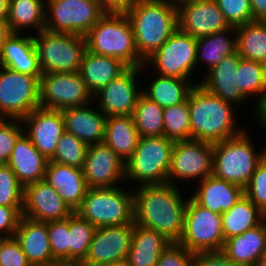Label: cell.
I'll return each instance as SVG.
<instances>
[{"mask_svg":"<svg viewBox=\"0 0 266 266\" xmlns=\"http://www.w3.org/2000/svg\"><path fill=\"white\" fill-rule=\"evenodd\" d=\"M177 187L170 183L137 186L133 191L134 224L156 230L170 241L178 242L188 199L182 198Z\"/></svg>","mask_w":266,"mask_h":266,"instance_id":"6da1fadb","label":"cell"},{"mask_svg":"<svg viewBox=\"0 0 266 266\" xmlns=\"http://www.w3.org/2000/svg\"><path fill=\"white\" fill-rule=\"evenodd\" d=\"M188 104L190 139L217 143L245 130L236 126L235 105L210 93L200 84L190 91Z\"/></svg>","mask_w":266,"mask_h":266,"instance_id":"7a4b0ae2","label":"cell"},{"mask_svg":"<svg viewBox=\"0 0 266 266\" xmlns=\"http://www.w3.org/2000/svg\"><path fill=\"white\" fill-rule=\"evenodd\" d=\"M126 14L144 61L178 29L177 6L169 0H134Z\"/></svg>","mask_w":266,"mask_h":266,"instance_id":"3957f363","label":"cell"},{"mask_svg":"<svg viewBox=\"0 0 266 266\" xmlns=\"http://www.w3.org/2000/svg\"><path fill=\"white\" fill-rule=\"evenodd\" d=\"M87 50L120 59L128 67H142L134 30L127 14H104L85 35Z\"/></svg>","mask_w":266,"mask_h":266,"instance_id":"277c9868","label":"cell"},{"mask_svg":"<svg viewBox=\"0 0 266 266\" xmlns=\"http://www.w3.org/2000/svg\"><path fill=\"white\" fill-rule=\"evenodd\" d=\"M255 151L245 130L237 136L213 143L212 174L244 189L257 165L266 156V148L261 152Z\"/></svg>","mask_w":266,"mask_h":266,"instance_id":"5b68a950","label":"cell"},{"mask_svg":"<svg viewBox=\"0 0 266 266\" xmlns=\"http://www.w3.org/2000/svg\"><path fill=\"white\" fill-rule=\"evenodd\" d=\"M174 141L163 136L140 137L125 163V180L141 185L168 183Z\"/></svg>","mask_w":266,"mask_h":266,"instance_id":"8992f818","label":"cell"},{"mask_svg":"<svg viewBox=\"0 0 266 266\" xmlns=\"http://www.w3.org/2000/svg\"><path fill=\"white\" fill-rule=\"evenodd\" d=\"M133 191L120 187L89 188L75 211L96 227L125 225L134 221Z\"/></svg>","mask_w":266,"mask_h":266,"instance_id":"52a82bcc","label":"cell"},{"mask_svg":"<svg viewBox=\"0 0 266 266\" xmlns=\"http://www.w3.org/2000/svg\"><path fill=\"white\" fill-rule=\"evenodd\" d=\"M37 35L34 41L42 73L79 72L87 51L85 36L45 29Z\"/></svg>","mask_w":266,"mask_h":266,"instance_id":"ba28073f","label":"cell"},{"mask_svg":"<svg viewBox=\"0 0 266 266\" xmlns=\"http://www.w3.org/2000/svg\"><path fill=\"white\" fill-rule=\"evenodd\" d=\"M224 242L221 214L198 205L189 197L183 232L177 243L196 254L221 251Z\"/></svg>","mask_w":266,"mask_h":266,"instance_id":"9c48e42d","label":"cell"},{"mask_svg":"<svg viewBox=\"0 0 266 266\" xmlns=\"http://www.w3.org/2000/svg\"><path fill=\"white\" fill-rule=\"evenodd\" d=\"M0 117L22 119L40 107V76L0 66Z\"/></svg>","mask_w":266,"mask_h":266,"instance_id":"30bf717a","label":"cell"},{"mask_svg":"<svg viewBox=\"0 0 266 266\" xmlns=\"http://www.w3.org/2000/svg\"><path fill=\"white\" fill-rule=\"evenodd\" d=\"M104 14L95 0H46L45 30L85 36Z\"/></svg>","mask_w":266,"mask_h":266,"instance_id":"8fae6325","label":"cell"},{"mask_svg":"<svg viewBox=\"0 0 266 266\" xmlns=\"http://www.w3.org/2000/svg\"><path fill=\"white\" fill-rule=\"evenodd\" d=\"M196 53L197 39L177 29L143 66L153 65L154 74L189 80L197 67Z\"/></svg>","mask_w":266,"mask_h":266,"instance_id":"7c38bea8","label":"cell"},{"mask_svg":"<svg viewBox=\"0 0 266 266\" xmlns=\"http://www.w3.org/2000/svg\"><path fill=\"white\" fill-rule=\"evenodd\" d=\"M93 99L79 72L43 73L40 76V107L61 111L91 104Z\"/></svg>","mask_w":266,"mask_h":266,"instance_id":"4fadbf2b","label":"cell"},{"mask_svg":"<svg viewBox=\"0 0 266 266\" xmlns=\"http://www.w3.org/2000/svg\"><path fill=\"white\" fill-rule=\"evenodd\" d=\"M213 173V143L189 139L174 142L168 183L178 180L198 182ZM177 180V181H176Z\"/></svg>","mask_w":266,"mask_h":266,"instance_id":"5bb4252c","label":"cell"},{"mask_svg":"<svg viewBox=\"0 0 266 266\" xmlns=\"http://www.w3.org/2000/svg\"><path fill=\"white\" fill-rule=\"evenodd\" d=\"M143 68L145 67H128L93 96V100H100L97 107L106 117L133 114L142 94V90H139L136 84L137 77Z\"/></svg>","mask_w":266,"mask_h":266,"instance_id":"9a60e30c","label":"cell"},{"mask_svg":"<svg viewBox=\"0 0 266 266\" xmlns=\"http://www.w3.org/2000/svg\"><path fill=\"white\" fill-rule=\"evenodd\" d=\"M176 6L178 29L196 39L230 28L215 0H189Z\"/></svg>","mask_w":266,"mask_h":266,"instance_id":"2e32d148","label":"cell"},{"mask_svg":"<svg viewBox=\"0 0 266 266\" xmlns=\"http://www.w3.org/2000/svg\"><path fill=\"white\" fill-rule=\"evenodd\" d=\"M134 221L125 225L97 227L84 261L89 266H102L127 259Z\"/></svg>","mask_w":266,"mask_h":266,"instance_id":"e0dca14e","label":"cell"},{"mask_svg":"<svg viewBox=\"0 0 266 266\" xmlns=\"http://www.w3.org/2000/svg\"><path fill=\"white\" fill-rule=\"evenodd\" d=\"M82 170L89 188L117 187L125 180V163L104 141L88 146Z\"/></svg>","mask_w":266,"mask_h":266,"instance_id":"ac0fdd59","label":"cell"},{"mask_svg":"<svg viewBox=\"0 0 266 266\" xmlns=\"http://www.w3.org/2000/svg\"><path fill=\"white\" fill-rule=\"evenodd\" d=\"M21 121L24 133L36 149L50 160L55 154L60 137L65 132L61 111L38 107Z\"/></svg>","mask_w":266,"mask_h":266,"instance_id":"d6986e66","label":"cell"},{"mask_svg":"<svg viewBox=\"0 0 266 266\" xmlns=\"http://www.w3.org/2000/svg\"><path fill=\"white\" fill-rule=\"evenodd\" d=\"M74 211L45 180L24 187L22 216L40 222L68 218Z\"/></svg>","mask_w":266,"mask_h":266,"instance_id":"ffe728a7","label":"cell"},{"mask_svg":"<svg viewBox=\"0 0 266 266\" xmlns=\"http://www.w3.org/2000/svg\"><path fill=\"white\" fill-rule=\"evenodd\" d=\"M241 57L233 53L225 56L215 67L207 70L206 78L200 85L210 93L219 96L235 106H240L249 99L242 93L238 85L237 67Z\"/></svg>","mask_w":266,"mask_h":266,"instance_id":"44dd1931","label":"cell"},{"mask_svg":"<svg viewBox=\"0 0 266 266\" xmlns=\"http://www.w3.org/2000/svg\"><path fill=\"white\" fill-rule=\"evenodd\" d=\"M48 159L33 145L23 132L16 140L7 165L23 186L45 179Z\"/></svg>","mask_w":266,"mask_h":266,"instance_id":"7402d4cb","label":"cell"},{"mask_svg":"<svg viewBox=\"0 0 266 266\" xmlns=\"http://www.w3.org/2000/svg\"><path fill=\"white\" fill-rule=\"evenodd\" d=\"M45 180L75 212L82 204L89 187L82 168L48 161Z\"/></svg>","mask_w":266,"mask_h":266,"instance_id":"603a6c76","label":"cell"},{"mask_svg":"<svg viewBox=\"0 0 266 266\" xmlns=\"http://www.w3.org/2000/svg\"><path fill=\"white\" fill-rule=\"evenodd\" d=\"M90 104L61 110L65 132L88 145L103 142L105 138L106 116L102 111L89 108Z\"/></svg>","mask_w":266,"mask_h":266,"instance_id":"cb8c5ba5","label":"cell"},{"mask_svg":"<svg viewBox=\"0 0 266 266\" xmlns=\"http://www.w3.org/2000/svg\"><path fill=\"white\" fill-rule=\"evenodd\" d=\"M195 194L190 197L200 206L222 214L227 212L244 195V189L217 178L213 174L201 180Z\"/></svg>","mask_w":266,"mask_h":266,"instance_id":"d4e9b609","label":"cell"},{"mask_svg":"<svg viewBox=\"0 0 266 266\" xmlns=\"http://www.w3.org/2000/svg\"><path fill=\"white\" fill-rule=\"evenodd\" d=\"M14 237L20 243L32 266H46L54 259L49 243L47 222L22 216Z\"/></svg>","mask_w":266,"mask_h":266,"instance_id":"484cf974","label":"cell"},{"mask_svg":"<svg viewBox=\"0 0 266 266\" xmlns=\"http://www.w3.org/2000/svg\"><path fill=\"white\" fill-rule=\"evenodd\" d=\"M0 66L29 75H42L33 35L10 33L2 47Z\"/></svg>","mask_w":266,"mask_h":266,"instance_id":"4316f807","label":"cell"},{"mask_svg":"<svg viewBox=\"0 0 266 266\" xmlns=\"http://www.w3.org/2000/svg\"><path fill=\"white\" fill-rule=\"evenodd\" d=\"M239 266H253L266 255V223L227 239L221 250Z\"/></svg>","mask_w":266,"mask_h":266,"instance_id":"83f0119b","label":"cell"},{"mask_svg":"<svg viewBox=\"0 0 266 266\" xmlns=\"http://www.w3.org/2000/svg\"><path fill=\"white\" fill-rule=\"evenodd\" d=\"M172 243L156 230L134 224L127 261L131 266H157L160 255Z\"/></svg>","mask_w":266,"mask_h":266,"instance_id":"f1b7e54d","label":"cell"},{"mask_svg":"<svg viewBox=\"0 0 266 266\" xmlns=\"http://www.w3.org/2000/svg\"><path fill=\"white\" fill-rule=\"evenodd\" d=\"M128 66L112 56H101L86 51L79 73L87 89L94 96L113 79L122 74Z\"/></svg>","mask_w":266,"mask_h":266,"instance_id":"f546056e","label":"cell"},{"mask_svg":"<svg viewBox=\"0 0 266 266\" xmlns=\"http://www.w3.org/2000/svg\"><path fill=\"white\" fill-rule=\"evenodd\" d=\"M140 139L133 115L106 117L104 142L126 163Z\"/></svg>","mask_w":266,"mask_h":266,"instance_id":"4dcf8cb0","label":"cell"},{"mask_svg":"<svg viewBox=\"0 0 266 266\" xmlns=\"http://www.w3.org/2000/svg\"><path fill=\"white\" fill-rule=\"evenodd\" d=\"M46 0H9L6 21L11 33L35 29L38 34L45 29Z\"/></svg>","mask_w":266,"mask_h":266,"instance_id":"1f68e13d","label":"cell"},{"mask_svg":"<svg viewBox=\"0 0 266 266\" xmlns=\"http://www.w3.org/2000/svg\"><path fill=\"white\" fill-rule=\"evenodd\" d=\"M157 76V77H156ZM152 82H149L148 89H142V93L150 100L155 101L162 108L171 107L185 102L188 99L192 88L198 82L156 75Z\"/></svg>","mask_w":266,"mask_h":266,"instance_id":"d6a6232c","label":"cell"},{"mask_svg":"<svg viewBox=\"0 0 266 266\" xmlns=\"http://www.w3.org/2000/svg\"><path fill=\"white\" fill-rule=\"evenodd\" d=\"M264 221V213L245 195L234 206L221 214L222 231L225 241L241 235Z\"/></svg>","mask_w":266,"mask_h":266,"instance_id":"836d02e7","label":"cell"},{"mask_svg":"<svg viewBox=\"0 0 266 266\" xmlns=\"http://www.w3.org/2000/svg\"><path fill=\"white\" fill-rule=\"evenodd\" d=\"M231 33L235 35L234 40L229 35ZM236 52L237 36L235 27L197 39L196 61L199 63L201 60H205V64L209 66H207L208 70L215 67L225 56Z\"/></svg>","mask_w":266,"mask_h":266,"instance_id":"e575fe53","label":"cell"},{"mask_svg":"<svg viewBox=\"0 0 266 266\" xmlns=\"http://www.w3.org/2000/svg\"><path fill=\"white\" fill-rule=\"evenodd\" d=\"M236 36L242 59L266 64V25L261 20L236 27Z\"/></svg>","mask_w":266,"mask_h":266,"instance_id":"d590c367","label":"cell"},{"mask_svg":"<svg viewBox=\"0 0 266 266\" xmlns=\"http://www.w3.org/2000/svg\"><path fill=\"white\" fill-rule=\"evenodd\" d=\"M164 108L143 93L133 111V119L140 137L163 136Z\"/></svg>","mask_w":266,"mask_h":266,"instance_id":"8d00e7d4","label":"cell"},{"mask_svg":"<svg viewBox=\"0 0 266 266\" xmlns=\"http://www.w3.org/2000/svg\"><path fill=\"white\" fill-rule=\"evenodd\" d=\"M237 72L238 85L242 93L248 99L257 95L258 102L266 93V64L241 58Z\"/></svg>","mask_w":266,"mask_h":266,"instance_id":"74e56055","label":"cell"},{"mask_svg":"<svg viewBox=\"0 0 266 266\" xmlns=\"http://www.w3.org/2000/svg\"><path fill=\"white\" fill-rule=\"evenodd\" d=\"M96 228L76 212L69 216V258L85 259Z\"/></svg>","mask_w":266,"mask_h":266,"instance_id":"f35d334b","label":"cell"},{"mask_svg":"<svg viewBox=\"0 0 266 266\" xmlns=\"http://www.w3.org/2000/svg\"><path fill=\"white\" fill-rule=\"evenodd\" d=\"M163 135L170 140L190 139V111L188 99L178 105L164 108Z\"/></svg>","mask_w":266,"mask_h":266,"instance_id":"ab89813d","label":"cell"},{"mask_svg":"<svg viewBox=\"0 0 266 266\" xmlns=\"http://www.w3.org/2000/svg\"><path fill=\"white\" fill-rule=\"evenodd\" d=\"M88 146L73 134L64 132L58 141L54 156L49 161L83 168Z\"/></svg>","mask_w":266,"mask_h":266,"instance_id":"60d3db41","label":"cell"},{"mask_svg":"<svg viewBox=\"0 0 266 266\" xmlns=\"http://www.w3.org/2000/svg\"><path fill=\"white\" fill-rule=\"evenodd\" d=\"M24 187L9 165H0V206L23 207Z\"/></svg>","mask_w":266,"mask_h":266,"instance_id":"b9f144b4","label":"cell"},{"mask_svg":"<svg viewBox=\"0 0 266 266\" xmlns=\"http://www.w3.org/2000/svg\"><path fill=\"white\" fill-rule=\"evenodd\" d=\"M51 252L54 258H69V217L47 222Z\"/></svg>","mask_w":266,"mask_h":266,"instance_id":"7bdbcfd3","label":"cell"},{"mask_svg":"<svg viewBox=\"0 0 266 266\" xmlns=\"http://www.w3.org/2000/svg\"><path fill=\"white\" fill-rule=\"evenodd\" d=\"M230 27L255 21L249 0H215Z\"/></svg>","mask_w":266,"mask_h":266,"instance_id":"ee69618b","label":"cell"},{"mask_svg":"<svg viewBox=\"0 0 266 266\" xmlns=\"http://www.w3.org/2000/svg\"><path fill=\"white\" fill-rule=\"evenodd\" d=\"M244 195L264 214L266 213V156L251 175L250 181L244 188Z\"/></svg>","mask_w":266,"mask_h":266,"instance_id":"f6af8a7d","label":"cell"},{"mask_svg":"<svg viewBox=\"0 0 266 266\" xmlns=\"http://www.w3.org/2000/svg\"><path fill=\"white\" fill-rule=\"evenodd\" d=\"M21 119L0 120V163L7 164L17 138L24 132Z\"/></svg>","mask_w":266,"mask_h":266,"instance_id":"bcb514c9","label":"cell"},{"mask_svg":"<svg viewBox=\"0 0 266 266\" xmlns=\"http://www.w3.org/2000/svg\"><path fill=\"white\" fill-rule=\"evenodd\" d=\"M0 266H32L15 237L7 238L0 248Z\"/></svg>","mask_w":266,"mask_h":266,"instance_id":"7dc6e473","label":"cell"},{"mask_svg":"<svg viewBox=\"0 0 266 266\" xmlns=\"http://www.w3.org/2000/svg\"><path fill=\"white\" fill-rule=\"evenodd\" d=\"M194 253L173 242L160 255L157 266H193Z\"/></svg>","mask_w":266,"mask_h":266,"instance_id":"c3c4849f","label":"cell"},{"mask_svg":"<svg viewBox=\"0 0 266 266\" xmlns=\"http://www.w3.org/2000/svg\"><path fill=\"white\" fill-rule=\"evenodd\" d=\"M23 207L0 206V234L7 238L15 236Z\"/></svg>","mask_w":266,"mask_h":266,"instance_id":"681fc988","label":"cell"},{"mask_svg":"<svg viewBox=\"0 0 266 266\" xmlns=\"http://www.w3.org/2000/svg\"><path fill=\"white\" fill-rule=\"evenodd\" d=\"M193 266H239L229 259L222 251L196 253Z\"/></svg>","mask_w":266,"mask_h":266,"instance_id":"f907efd6","label":"cell"},{"mask_svg":"<svg viewBox=\"0 0 266 266\" xmlns=\"http://www.w3.org/2000/svg\"><path fill=\"white\" fill-rule=\"evenodd\" d=\"M105 14H126L134 0H95Z\"/></svg>","mask_w":266,"mask_h":266,"instance_id":"816d5d0a","label":"cell"},{"mask_svg":"<svg viewBox=\"0 0 266 266\" xmlns=\"http://www.w3.org/2000/svg\"><path fill=\"white\" fill-rule=\"evenodd\" d=\"M254 20H263L266 17V0H249Z\"/></svg>","mask_w":266,"mask_h":266,"instance_id":"f5cc1de1","label":"cell"},{"mask_svg":"<svg viewBox=\"0 0 266 266\" xmlns=\"http://www.w3.org/2000/svg\"><path fill=\"white\" fill-rule=\"evenodd\" d=\"M255 112H256L255 115L258 117V123L262 125L261 127L264 129L265 133L266 132V93L257 102ZM264 135L266 137V133Z\"/></svg>","mask_w":266,"mask_h":266,"instance_id":"db71d44e","label":"cell"},{"mask_svg":"<svg viewBox=\"0 0 266 266\" xmlns=\"http://www.w3.org/2000/svg\"><path fill=\"white\" fill-rule=\"evenodd\" d=\"M46 266H89L84 260L71 258H54Z\"/></svg>","mask_w":266,"mask_h":266,"instance_id":"11a10c76","label":"cell"},{"mask_svg":"<svg viewBox=\"0 0 266 266\" xmlns=\"http://www.w3.org/2000/svg\"><path fill=\"white\" fill-rule=\"evenodd\" d=\"M11 31L6 20H0V62L2 55V47L5 39L10 35Z\"/></svg>","mask_w":266,"mask_h":266,"instance_id":"9f6ffc18","label":"cell"},{"mask_svg":"<svg viewBox=\"0 0 266 266\" xmlns=\"http://www.w3.org/2000/svg\"><path fill=\"white\" fill-rule=\"evenodd\" d=\"M9 1H0V20H6Z\"/></svg>","mask_w":266,"mask_h":266,"instance_id":"6f0895ef","label":"cell"},{"mask_svg":"<svg viewBox=\"0 0 266 266\" xmlns=\"http://www.w3.org/2000/svg\"><path fill=\"white\" fill-rule=\"evenodd\" d=\"M102 266H131V264L127 261V259H124V260L112 262L110 264H105Z\"/></svg>","mask_w":266,"mask_h":266,"instance_id":"680465c9","label":"cell"},{"mask_svg":"<svg viewBox=\"0 0 266 266\" xmlns=\"http://www.w3.org/2000/svg\"><path fill=\"white\" fill-rule=\"evenodd\" d=\"M253 266H266V255L261 257Z\"/></svg>","mask_w":266,"mask_h":266,"instance_id":"91938a15","label":"cell"},{"mask_svg":"<svg viewBox=\"0 0 266 266\" xmlns=\"http://www.w3.org/2000/svg\"><path fill=\"white\" fill-rule=\"evenodd\" d=\"M172 4H175V5H177V4H179V3H182V2H184V1H189V0H169Z\"/></svg>","mask_w":266,"mask_h":266,"instance_id":"94428289","label":"cell"},{"mask_svg":"<svg viewBox=\"0 0 266 266\" xmlns=\"http://www.w3.org/2000/svg\"><path fill=\"white\" fill-rule=\"evenodd\" d=\"M7 239L4 235L0 234V248L2 246V243Z\"/></svg>","mask_w":266,"mask_h":266,"instance_id":"6125c7cd","label":"cell"},{"mask_svg":"<svg viewBox=\"0 0 266 266\" xmlns=\"http://www.w3.org/2000/svg\"><path fill=\"white\" fill-rule=\"evenodd\" d=\"M261 21L266 25V17Z\"/></svg>","mask_w":266,"mask_h":266,"instance_id":"be15d7a7","label":"cell"},{"mask_svg":"<svg viewBox=\"0 0 266 266\" xmlns=\"http://www.w3.org/2000/svg\"><path fill=\"white\" fill-rule=\"evenodd\" d=\"M264 221H265V223H266V213L264 214Z\"/></svg>","mask_w":266,"mask_h":266,"instance_id":"e7e4bbea","label":"cell"}]
</instances>
